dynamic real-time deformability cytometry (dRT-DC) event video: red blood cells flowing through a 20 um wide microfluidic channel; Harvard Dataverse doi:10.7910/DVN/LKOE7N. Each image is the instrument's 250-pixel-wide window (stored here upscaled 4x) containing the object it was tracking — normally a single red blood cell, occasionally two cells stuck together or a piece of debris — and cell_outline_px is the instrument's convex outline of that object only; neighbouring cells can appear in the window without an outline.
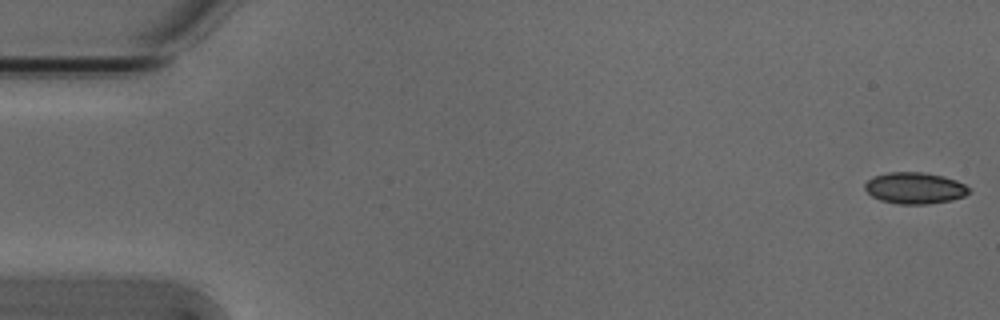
{"species": "Egyptian fruit bat (a non-hibernating species)", "species_latin": "Rousettus aegyptiacus", "temperature_condition": "cold", "stored_images_in_passage": 16, "camera_frame_rate_fps": 3000, "um_per_image_px": 0.085, "animal": {"sex": "male"}, "frame": {"image": 1, "passage_image": 1, "time_ms": 0.0, "image_size_px": [1000, 320], "cell_outline_px": [[972, 192], [964, 196], [952, 200], [928, 204], [896, 204], [880, 200], [872, 196], [864, 188], [864, 184], [872, 176], [888, 172], [924, 172], [944, 176], [956, 180], [972, 188]], "centroid_in_image_um": [77.78, 15.98], "position_along_channel_um": 7.2, "area_um2": 19.36}}
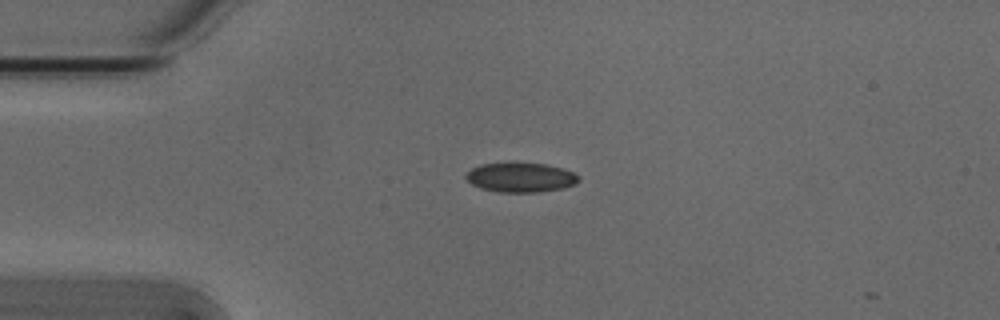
{"frame": {"image": 2, "passage_image": 13, "time_ms": 4.0, "image_size_px": [1000, 320], "cell_outline_px": [[580, 180], [576, 184], [564, 188], [540, 192], [500, 192], [480, 188], [472, 184], [464, 176], [472, 168], [480, 164], [544, 164], [560, 168], [572, 172], [580, 176]], "centroid_in_image_um": [44.28, 15.1], "position_along_channel_um": 40.7, "area_um2": 19.07}}